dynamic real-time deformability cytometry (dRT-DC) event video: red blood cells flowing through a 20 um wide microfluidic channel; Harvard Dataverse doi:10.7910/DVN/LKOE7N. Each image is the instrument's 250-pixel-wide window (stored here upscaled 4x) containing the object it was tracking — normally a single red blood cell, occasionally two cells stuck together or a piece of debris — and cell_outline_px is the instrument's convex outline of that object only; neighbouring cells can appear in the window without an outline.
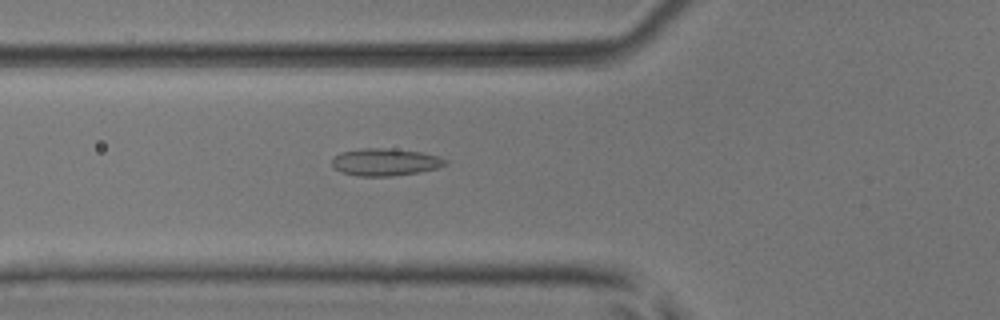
{"species": "common noctule bat (a hibernating species)", "species_latin": "Nyctalus noctula", "temperature_condition": "room temperature", "stored_images_in_passage": 19, "camera_frame_rate_fps": 3000, "um_per_image_px": 0.085, "animal": {"sex": "male", "body_mass_g": 17.9, "forearm_length_mm": 54.2}, "frame": {"image": 1, "passage_image": 5, "time_ms": 1.333, "image_size_px": [1000, 320], "cell_outline_px": [[448, 164], [436, 168], [420, 172], [392, 176], [360, 176], [340, 172], [332, 164], [332, 160], [340, 152], [360, 148], [384, 148], [420, 152], [440, 156], [448, 160]], "centroid_in_image_um": [32.77, 13.77], "position_along_channel_um": 93.0, "area_um2": 18.03}}
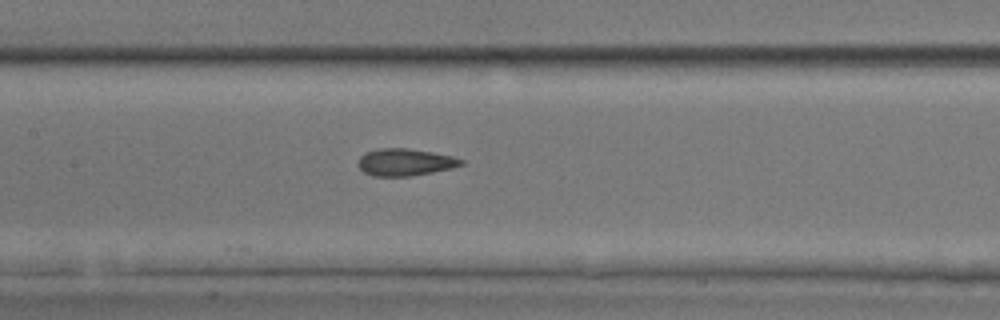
{"frame": {"image": 2, "passage_image": 11, "time_ms": 3.333, "image_size_px": [1000, 320], "cell_outline_px": [[464, 164], [452, 168], [432, 172], [408, 176], [372, 176], [364, 172], [360, 168], [360, 156], [364, 152], [380, 148], [408, 148], [432, 152], [452, 156], [464, 160]], "centroid_in_image_um": [34.44, 13.78], "position_along_channel_um": 173.0, "area_um2": 16.18}}
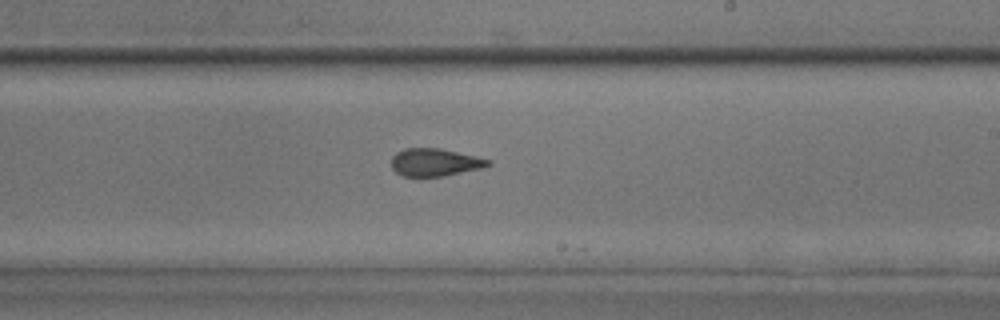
{"frame": {"image": 3, "passage_image": 17, "time_ms": 5.333, "image_size_px": [1000, 320], "cell_outline_px": [[492, 164], [484, 168], [444, 176], [404, 176], [396, 172], [392, 168], [392, 156], [396, 152], [404, 148], [440, 148], [476, 156], [492, 160]], "centroid_in_image_um": [37.0, 13.79], "position_along_channel_um": 252.0, "area_um2": 15.72}}